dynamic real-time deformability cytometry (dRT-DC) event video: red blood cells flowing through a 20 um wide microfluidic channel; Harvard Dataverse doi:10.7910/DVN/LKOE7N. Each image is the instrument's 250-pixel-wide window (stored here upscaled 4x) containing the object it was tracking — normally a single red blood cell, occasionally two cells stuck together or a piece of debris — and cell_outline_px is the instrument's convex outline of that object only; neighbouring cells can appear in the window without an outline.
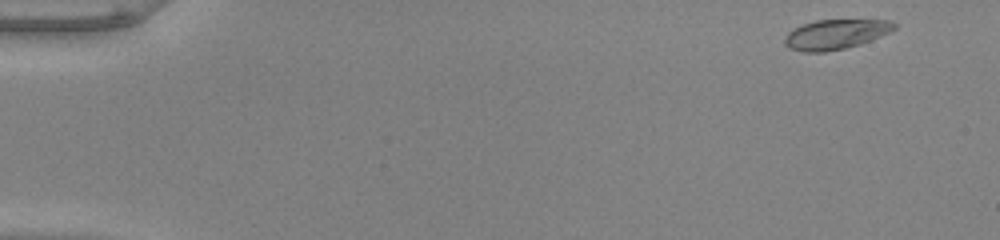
{"species": "common noctule bat (a hibernating species)", "species_latin": "Nyctalus noctula", "temperature_condition": "warm", "stored_images_in_passage": 50, "camera_frame_rate_fps": 3000, "um_per_image_px": 0.085, "animal": {"sex": "male", "body_mass_g": 20.0, "forearm_length_mm": 53.3}, "frame": {"image": 1, "passage_image": 1, "time_ms": 0.0, "image_size_px": [1000, 240], "cell_outline_px": [[896, 28], [880, 36], [860, 44], [844, 48], [824, 52], [804, 52], [788, 48], [784, 44], [784, 36], [792, 28], [816, 20], [888, 20], [896, 24]], "centroid_in_image_um": [70.97, 2.92], "position_along_channel_um": 14.0, "area_um2": 18.96}}
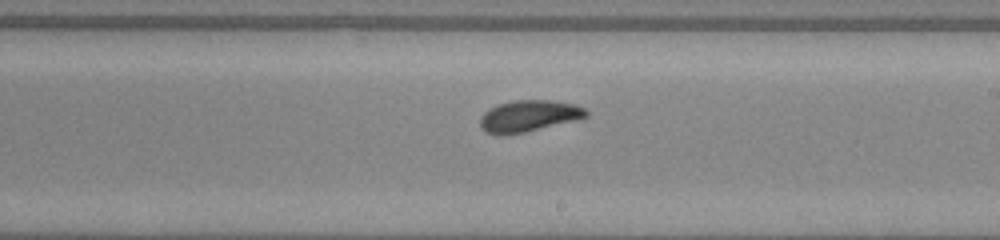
{"frame": {"image": 2, "passage_image": 29, "time_ms": 9.333, "image_size_px": [1000, 240], "cell_outline_px": [[588, 116], [524, 132], [496, 136], [484, 132], [480, 128], [480, 116], [488, 108], [500, 104], [516, 100], [548, 100], [576, 104], [584, 108], [588, 112]], "centroid_in_image_um": [44.87, 9.86], "position_along_channel_um": 244.1, "area_um2": 19.31}}
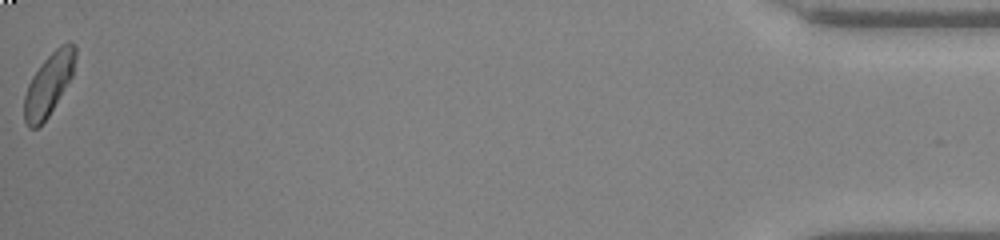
{"frame": {"image": 3, "passage_image": 50, "time_ms": 16.333, "image_size_px": [1000, 240], "cell_outline_px": [[76, 56], [72, 76], [48, 116], [36, 128], [28, 128], [24, 120], [24, 96], [28, 84], [32, 76], [44, 60], [60, 44], [68, 40], [72, 40], [76, 44]], "centroid_in_image_um": [4.15, 7.11], "position_along_channel_um": 431.0, "area_um2": 18.5}, "authors_computed_cell_mechanics": {"area_um2": 18.9584, "velocity_mm_per_s": 3.9813, "shape_relaxation_time_tau1_ms": 2.4844, "shape_relaxation_time_tau2_ms": 4.6135, "deformation_change_tau1": 0.1336, "deformation_change_tau2": 0.1125}}